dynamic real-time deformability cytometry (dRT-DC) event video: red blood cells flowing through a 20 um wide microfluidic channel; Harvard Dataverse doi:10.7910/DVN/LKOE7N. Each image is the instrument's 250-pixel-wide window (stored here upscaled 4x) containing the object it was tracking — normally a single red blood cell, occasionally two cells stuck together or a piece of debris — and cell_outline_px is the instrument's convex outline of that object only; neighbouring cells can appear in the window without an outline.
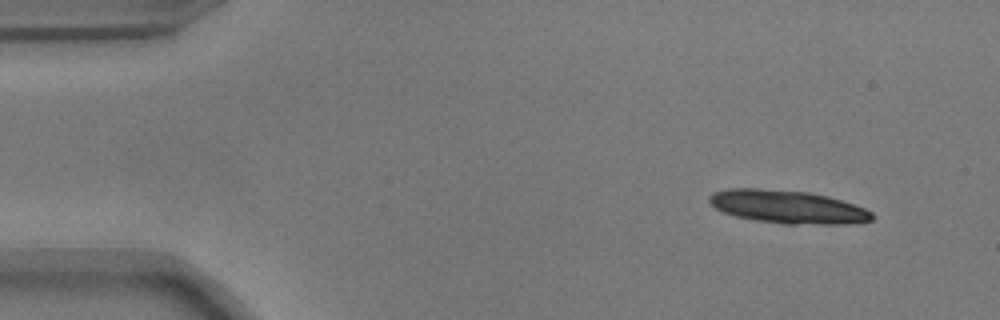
{"species": "common noctule bat (a hibernating species)", "species_latin": "Nyctalus noctula", "temperature_condition": "warm", "stored_images_in_passage": 29, "camera_frame_rate_fps": 3000, "um_per_image_px": 0.085, "animal": {"sex": "male", "body_mass_g": 17.9}, "frame": {"image": 1, "passage_image": 1, "time_ms": 0.0, "image_size_px": [1000, 320], "cell_outline_px": [[876, 216], [872, 220], [852, 224], [784, 224], [756, 220], [736, 216], [724, 212], [716, 208], [708, 200], [708, 196], [712, 192], [728, 188], [756, 188], [808, 192], [828, 196], [864, 208], [872, 212]], "centroid_in_image_um": [66.96, 17.58], "position_along_channel_um": 18.0, "area_um2": 31.44}}
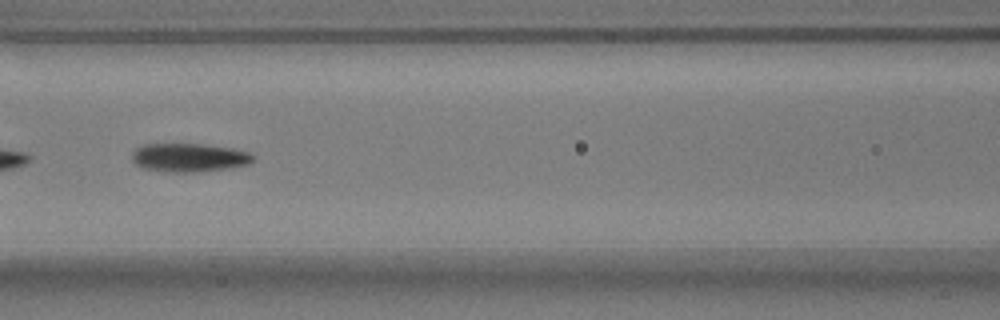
{"frame": {"image": 2, "passage_image": 20, "time_ms": 6.333, "image_size_px": [1000, 320], "cell_outline_px": [[256, 160], [248, 164], [228, 168], [196, 172], [168, 172], [144, 168], [136, 164], [132, 160], [132, 152], [136, 148], [144, 144], [204, 144], [232, 148], [248, 152], [256, 156]], "centroid_in_image_um": [16.1, 13.39], "position_along_channel_um": 150.5, "area_um2": 20.23}}